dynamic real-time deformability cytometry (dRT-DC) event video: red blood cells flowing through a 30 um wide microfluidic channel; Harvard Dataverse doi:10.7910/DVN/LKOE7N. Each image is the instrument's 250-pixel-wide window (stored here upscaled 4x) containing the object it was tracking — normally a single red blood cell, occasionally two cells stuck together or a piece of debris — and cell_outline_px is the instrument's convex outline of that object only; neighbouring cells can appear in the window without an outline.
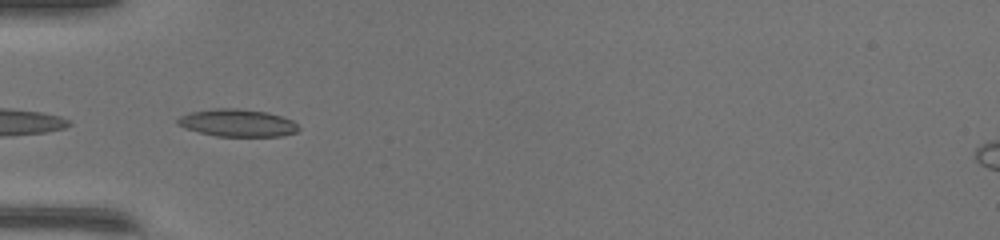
{"species": "common noctule bat (a hibernating species)", "species_latin": "Nyctalus noctula", "temperature_condition": "warm", "stored_images_in_passage": 13, "camera_frame_rate_fps": 3000, "um_per_image_px": 0.085, "animal": {"sex": "female", "body_mass_g": 17.0, "forearm_length_mm": 48.0}, "frame": {"image": 1, "passage_image": 6, "time_ms": 1.667, "image_size_px": [1000, 240], "cell_outline_px": [[300, 128], [296, 132], [280, 136], [216, 136], [184, 128], [176, 124], [176, 120], [180, 116], [192, 112], [212, 108], [236, 108], [268, 112], [292, 120]], "centroid_in_image_um": [20.16, 10.44], "position_along_channel_um": 64.8, "area_um2": 19.31}}